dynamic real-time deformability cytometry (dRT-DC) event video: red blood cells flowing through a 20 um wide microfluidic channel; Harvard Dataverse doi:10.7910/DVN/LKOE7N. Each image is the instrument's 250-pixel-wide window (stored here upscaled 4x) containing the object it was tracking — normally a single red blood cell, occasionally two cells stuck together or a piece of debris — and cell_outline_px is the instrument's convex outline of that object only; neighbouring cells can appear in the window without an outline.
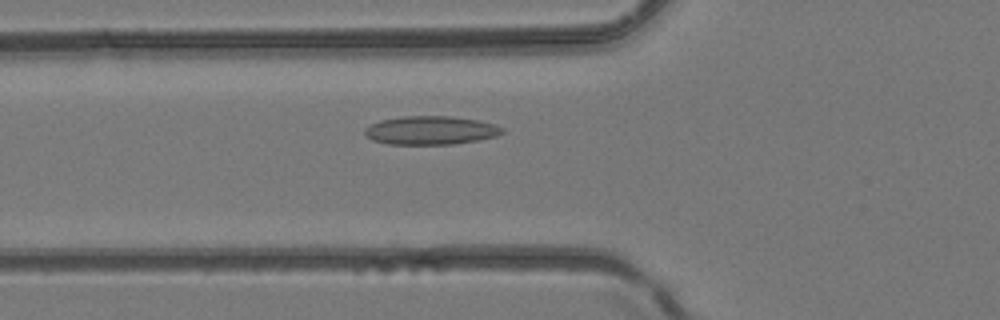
{"species": "common noctule bat (a hibernating species)", "species_latin": "Nyctalus noctula", "temperature_condition": "room temperature", "stored_images_in_passage": 39, "camera_frame_rate_fps": 3000, "um_per_image_px": 0.085, "animal": {"sex": "female", "body_mass_g": 24.6, "forearm_length_mm": 56.2}, "frame": {"image": 1, "passage_image": 12, "time_ms": 3.667, "image_size_px": [1000, 320], "cell_outline_px": [[504, 132], [496, 136], [480, 140], [452, 144], [388, 144], [372, 140], [364, 132], [364, 128], [380, 120], [404, 116], [452, 116], [476, 120], [496, 124], [504, 128]], "centroid_in_image_um": [36.63, 11.08], "position_along_channel_um": 89.2, "area_um2": 22.89}}
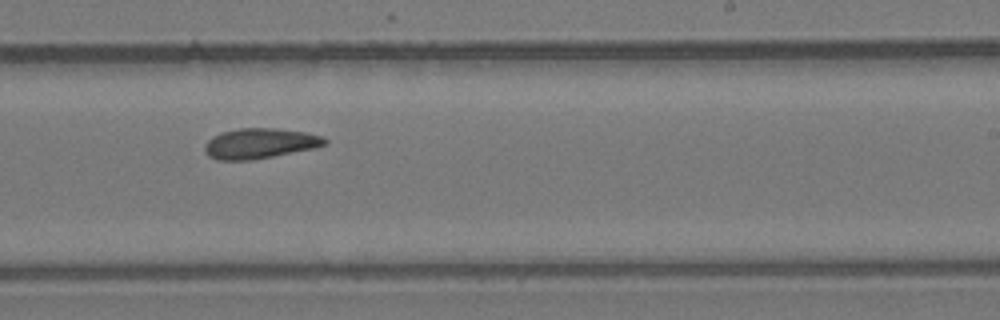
{"frame": {"image": 2, "passage_image": 23, "time_ms": 7.333, "image_size_px": [1000, 320], "cell_outline_px": [[328, 144], [316, 148], [252, 160], [216, 160], [208, 156], [204, 152], [204, 144], [212, 136], [220, 132], [240, 128], [276, 128], [304, 132], [320, 136], [328, 140]], "centroid_in_image_um": [22.06, 12.19], "position_along_channel_um": 266.9, "area_um2": 21.39}}
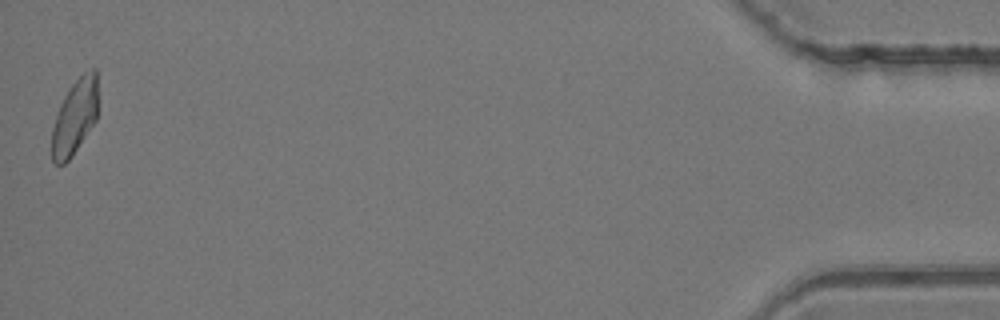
{"frame": {"image": 3, "passage_image": 39, "time_ms": 12.667, "image_size_px": [1000, 320], "cell_outline_px": [[96, 120], [72, 156], [64, 164], [56, 164], [52, 160], [52, 128], [60, 104], [68, 88], [84, 72], [92, 68], [96, 68]], "centroid_in_image_um": [6.34, 9.95], "position_along_channel_um": 428.9, "area_um2": 19.83}}